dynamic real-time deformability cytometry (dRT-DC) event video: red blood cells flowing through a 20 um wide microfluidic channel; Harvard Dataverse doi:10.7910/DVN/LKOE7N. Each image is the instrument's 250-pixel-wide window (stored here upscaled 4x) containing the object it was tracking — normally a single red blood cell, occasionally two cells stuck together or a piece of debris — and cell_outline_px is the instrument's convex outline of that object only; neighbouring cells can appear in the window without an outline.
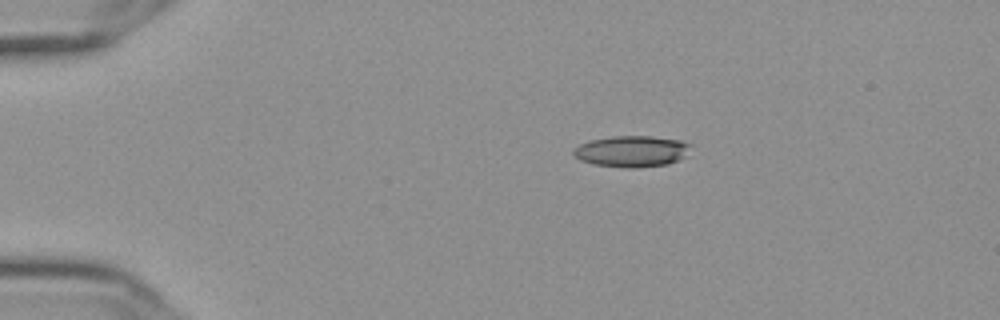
{"species": "Egyptian fruit bat (a non-hibernating species)", "species_latin": "Rousettus aegyptiacus", "temperature_condition": "cold", "stored_images_in_passage": 18, "camera_frame_rate_fps": 3000, "um_per_image_px": 0.085, "frame": {"image": 1, "passage_image": 1, "time_ms": 0.0, "image_size_px": [1000, 320], "cell_outline_px": [[692, 144], [684, 156], [668, 164], [636, 168], [628, 168], [592, 164], [580, 160], [572, 152], [572, 148], [588, 140], [612, 136], [652, 136], [680, 140]], "centroid_in_image_um": [53.65, 12.85], "position_along_channel_um": 31.3, "area_um2": 21.39}}
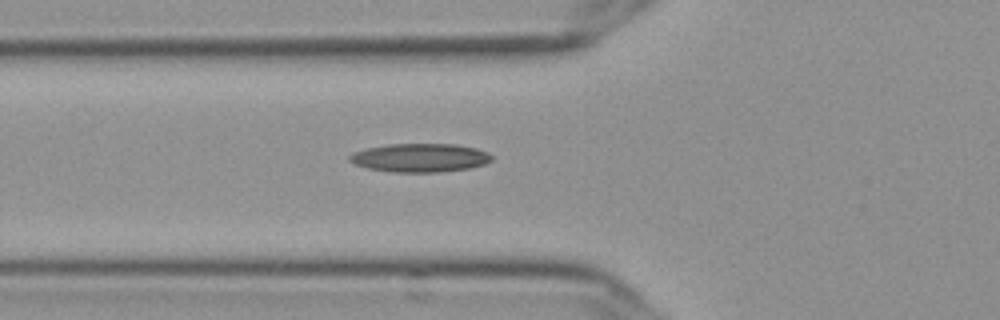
{"frame": {"image": 2, "passage_image": 11, "time_ms": 3.333, "image_size_px": [1000, 320], "cell_outline_px": [[492, 160], [484, 164], [468, 168], [440, 172], [392, 172], [368, 168], [356, 164], [348, 160], [348, 156], [352, 152], [368, 148], [388, 144], [456, 144], [476, 148], [488, 152], [492, 156]], "centroid_in_image_um": [35.7, 13.4], "position_along_channel_um": 90.1, "area_um2": 23.64}}
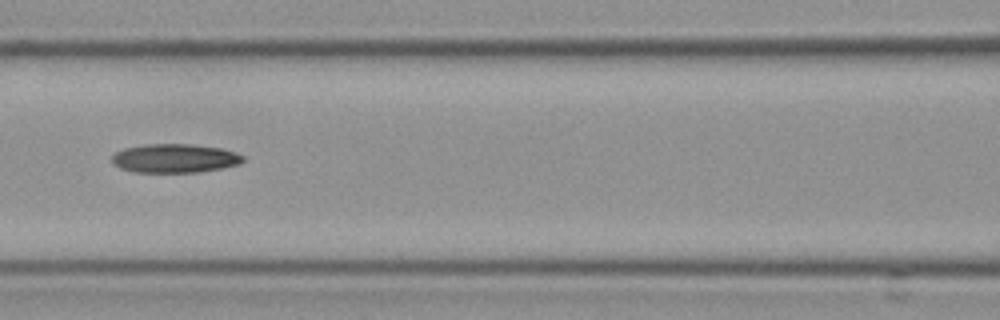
{"frame": {"image": 3, "passage_image": 16, "time_ms": 5.0, "image_size_px": [1000, 320], "cell_outline_px": [[244, 160], [240, 164], [220, 168], [196, 172], [136, 172], [120, 168], [112, 164], [112, 156], [116, 152], [124, 148], [144, 144], [192, 144], [220, 148], [236, 152], [244, 156]], "centroid_in_image_um": [14.84, 13.45], "position_along_channel_um": 151.8, "area_um2": 22.02}}